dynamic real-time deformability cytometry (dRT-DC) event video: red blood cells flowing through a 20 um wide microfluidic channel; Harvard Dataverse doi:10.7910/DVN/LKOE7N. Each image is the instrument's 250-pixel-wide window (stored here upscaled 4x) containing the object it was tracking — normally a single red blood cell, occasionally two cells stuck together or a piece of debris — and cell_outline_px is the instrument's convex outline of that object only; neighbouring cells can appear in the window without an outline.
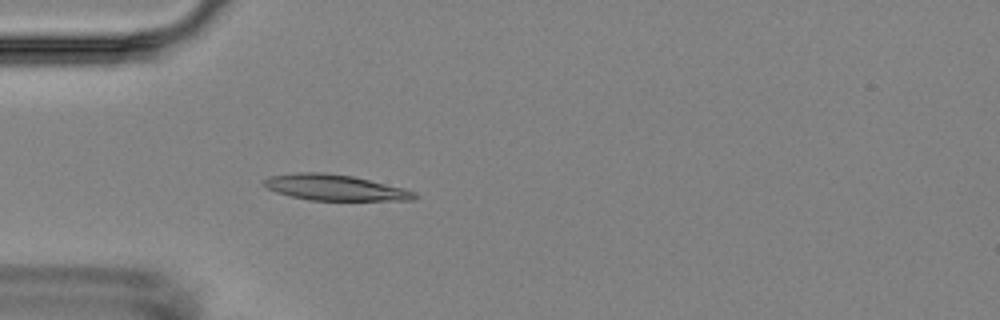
{"species": "Egyptian fruit bat (a non-hibernating species)", "species_latin": "Rousettus aegyptiacus", "temperature_condition": "room temperature", "stored_images_in_passage": 3, "camera_frame_rate_fps": 3000, "um_per_image_px": 0.085, "animal": {"sex": "female"}, "frame": {"image": 1, "passage_image": 3, "time_ms": 2.667, "image_size_px": [1000, 320], "cell_outline_px": [[420, 196], [412, 200], [308, 200], [276, 192], [260, 184], [264, 180], [272, 176], [300, 172], [324, 172], [352, 176], [404, 188], [416, 192]], "centroid_in_image_um": [28.49, 15.94], "position_along_channel_um": 56.5, "area_um2": 22.54}}